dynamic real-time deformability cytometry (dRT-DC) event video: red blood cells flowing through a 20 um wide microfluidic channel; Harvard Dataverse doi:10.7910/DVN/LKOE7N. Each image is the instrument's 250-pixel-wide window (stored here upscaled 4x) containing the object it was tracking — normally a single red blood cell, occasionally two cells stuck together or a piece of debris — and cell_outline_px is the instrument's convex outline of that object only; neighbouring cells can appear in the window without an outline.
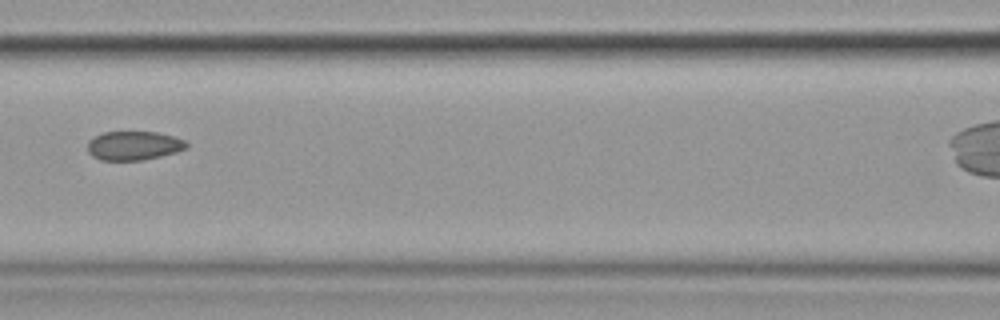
{"species": "common noctule bat (a hibernating species)", "species_latin": "Nyctalus noctula", "temperature_condition": "cold", "stored_images_in_passage": 9, "camera_frame_rate_fps": 3000, "um_per_image_px": 0.085, "animal": {"sex": "female", "body_mass_g": 19.9}, "frame": {"image": 1, "passage_image": 4, "time_ms": 3.667, "image_size_px": [1000, 320], "cell_outline_px": [[188, 148], [176, 152], [160, 156], [140, 160], [100, 160], [92, 156], [88, 152], [88, 140], [104, 132], [156, 132], [176, 136], [184, 140], [188, 144]], "centroid_in_image_um": [11.38, 12.37], "position_along_channel_um": 155.2, "area_um2": 16.7}}
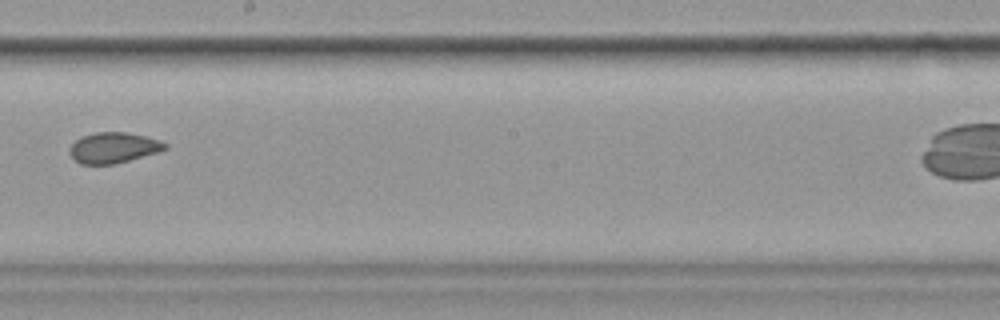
{"frame": {"image": 2, "passage_image": 6, "time_ms": 6.0, "image_size_px": [1000, 320], "cell_outline_px": [[168, 148], [156, 152], [116, 164], [80, 164], [68, 152], [68, 148], [80, 136], [96, 132], [124, 132], [144, 136], [160, 140], [168, 144]], "centroid_in_image_um": [9.62, 12.55], "position_along_channel_um": 238.6, "area_um2": 16.99}}